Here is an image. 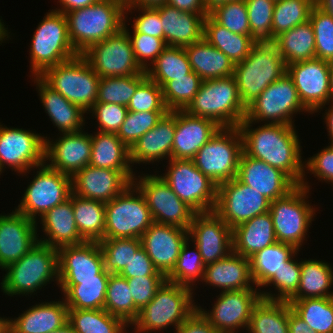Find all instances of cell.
<instances>
[{"instance_id":"d4e9b609","label":"cell","mask_w":333,"mask_h":333,"mask_svg":"<svg viewBox=\"0 0 333 333\" xmlns=\"http://www.w3.org/2000/svg\"><path fill=\"white\" fill-rule=\"evenodd\" d=\"M140 239L155 268L167 276L173 270L182 246L188 240V230L154 222Z\"/></svg>"},{"instance_id":"5bb4252c","label":"cell","mask_w":333,"mask_h":333,"mask_svg":"<svg viewBox=\"0 0 333 333\" xmlns=\"http://www.w3.org/2000/svg\"><path fill=\"white\" fill-rule=\"evenodd\" d=\"M36 176L28 184L15 210L37 222L51 208L63 203L72 194L71 176L52 169L46 163L37 166Z\"/></svg>"},{"instance_id":"f35d334b","label":"cell","mask_w":333,"mask_h":333,"mask_svg":"<svg viewBox=\"0 0 333 333\" xmlns=\"http://www.w3.org/2000/svg\"><path fill=\"white\" fill-rule=\"evenodd\" d=\"M203 37L212 46L224 53L233 64L243 61L255 45L251 35L230 32L218 24L209 14L204 19Z\"/></svg>"},{"instance_id":"deb4b68c","label":"cell","mask_w":333,"mask_h":333,"mask_svg":"<svg viewBox=\"0 0 333 333\" xmlns=\"http://www.w3.org/2000/svg\"><path fill=\"white\" fill-rule=\"evenodd\" d=\"M51 333H76L75 330L72 328V326L67 322L64 326L61 328L54 330Z\"/></svg>"},{"instance_id":"8fae6325","label":"cell","mask_w":333,"mask_h":333,"mask_svg":"<svg viewBox=\"0 0 333 333\" xmlns=\"http://www.w3.org/2000/svg\"><path fill=\"white\" fill-rule=\"evenodd\" d=\"M105 239L141 238L154 223L144 195L132 183L105 203Z\"/></svg>"},{"instance_id":"7c38bea8","label":"cell","mask_w":333,"mask_h":333,"mask_svg":"<svg viewBox=\"0 0 333 333\" xmlns=\"http://www.w3.org/2000/svg\"><path fill=\"white\" fill-rule=\"evenodd\" d=\"M300 112L312 114L302 104L292 78L285 73L246 107L243 121H252L254 125L259 122L295 125L293 117Z\"/></svg>"},{"instance_id":"836d02e7","label":"cell","mask_w":333,"mask_h":333,"mask_svg":"<svg viewBox=\"0 0 333 333\" xmlns=\"http://www.w3.org/2000/svg\"><path fill=\"white\" fill-rule=\"evenodd\" d=\"M43 236L39 242L60 248L68 245L83 243L85 240L80 236L74 218L72 194L70 198L61 204L48 210L41 218Z\"/></svg>"},{"instance_id":"ab89813d","label":"cell","mask_w":333,"mask_h":333,"mask_svg":"<svg viewBox=\"0 0 333 333\" xmlns=\"http://www.w3.org/2000/svg\"><path fill=\"white\" fill-rule=\"evenodd\" d=\"M333 267L322 260H301L298 290L290 300L333 297Z\"/></svg>"},{"instance_id":"2644e50d","label":"cell","mask_w":333,"mask_h":333,"mask_svg":"<svg viewBox=\"0 0 333 333\" xmlns=\"http://www.w3.org/2000/svg\"><path fill=\"white\" fill-rule=\"evenodd\" d=\"M166 3L183 12L209 13L207 0H167Z\"/></svg>"},{"instance_id":"9a60e30c","label":"cell","mask_w":333,"mask_h":333,"mask_svg":"<svg viewBox=\"0 0 333 333\" xmlns=\"http://www.w3.org/2000/svg\"><path fill=\"white\" fill-rule=\"evenodd\" d=\"M141 176V177H140ZM132 183L144 195L155 223L174 225L188 230L196 212L179 199L158 174H141Z\"/></svg>"},{"instance_id":"60d3db41","label":"cell","mask_w":333,"mask_h":333,"mask_svg":"<svg viewBox=\"0 0 333 333\" xmlns=\"http://www.w3.org/2000/svg\"><path fill=\"white\" fill-rule=\"evenodd\" d=\"M274 42L286 66L316 58L315 35L309 20L281 33Z\"/></svg>"},{"instance_id":"1f68e13d","label":"cell","mask_w":333,"mask_h":333,"mask_svg":"<svg viewBox=\"0 0 333 333\" xmlns=\"http://www.w3.org/2000/svg\"><path fill=\"white\" fill-rule=\"evenodd\" d=\"M32 79L36 83L43 109L48 114L52 124L58 128L59 133L82 131L86 124L84 116L86 112L53 90L39 76H33Z\"/></svg>"},{"instance_id":"e575fe53","label":"cell","mask_w":333,"mask_h":333,"mask_svg":"<svg viewBox=\"0 0 333 333\" xmlns=\"http://www.w3.org/2000/svg\"><path fill=\"white\" fill-rule=\"evenodd\" d=\"M232 237L233 251L248 259L277 242L269 211L237 225L232 229Z\"/></svg>"},{"instance_id":"52a82bcc","label":"cell","mask_w":333,"mask_h":333,"mask_svg":"<svg viewBox=\"0 0 333 333\" xmlns=\"http://www.w3.org/2000/svg\"><path fill=\"white\" fill-rule=\"evenodd\" d=\"M309 190V182L304 179L285 197L271 201L269 209L277 241L290 244L299 251L317 211L307 201Z\"/></svg>"},{"instance_id":"2a66077c","label":"cell","mask_w":333,"mask_h":333,"mask_svg":"<svg viewBox=\"0 0 333 333\" xmlns=\"http://www.w3.org/2000/svg\"><path fill=\"white\" fill-rule=\"evenodd\" d=\"M315 4L333 17V0H315Z\"/></svg>"},{"instance_id":"979ff035","label":"cell","mask_w":333,"mask_h":333,"mask_svg":"<svg viewBox=\"0 0 333 333\" xmlns=\"http://www.w3.org/2000/svg\"><path fill=\"white\" fill-rule=\"evenodd\" d=\"M10 329V318L0 317V333H6Z\"/></svg>"},{"instance_id":"ba28073f","label":"cell","mask_w":333,"mask_h":333,"mask_svg":"<svg viewBox=\"0 0 333 333\" xmlns=\"http://www.w3.org/2000/svg\"><path fill=\"white\" fill-rule=\"evenodd\" d=\"M31 41L30 76H40L46 69L79 55L70 42L65 14L56 10L46 13Z\"/></svg>"},{"instance_id":"7402d4cb","label":"cell","mask_w":333,"mask_h":333,"mask_svg":"<svg viewBox=\"0 0 333 333\" xmlns=\"http://www.w3.org/2000/svg\"><path fill=\"white\" fill-rule=\"evenodd\" d=\"M302 104L314 114L320 107L329 105V63L318 58L287 65Z\"/></svg>"},{"instance_id":"89a4df30","label":"cell","mask_w":333,"mask_h":333,"mask_svg":"<svg viewBox=\"0 0 333 333\" xmlns=\"http://www.w3.org/2000/svg\"><path fill=\"white\" fill-rule=\"evenodd\" d=\"M175 331L174 333H218L198 308Z\"/></svg>"},{"instance_id":"d590c367","label":"cell","mask_w":333,"mask_h":333,"mask_svg":"<svg viewBox=\"0 0 333 333\" xmlns=\"http://www.w3.org/2000/svg\"><path fill=\"white\" fill-rule=\"evenodd\" d=\"M110 273L103 270L98 279L59 280L69 309H104L105 294Z\"/></svg>"},{"instance_id":"d6986e66","label":"cell","mask_w":333,"mask_h":333,"mask_svg":"<svg viewBox=\"0 0 333 333\" xmlns=\"http://www.w3.org/2000/svg\"><path fill=\"white\" fill-rule=\"evenodd\" d=\"M260 299L259 289L223 291L212 304L210 312L201 306L197 308L218 333H238L240 328L247 330L252 310Z\"/></svg>"},{"instance_id":"6125c7cd","label":"cell","mask_w":333,"mask_h":333,"mask_svg":"<svg viewBox=\"0 0 333 333\" xmlns=\"http://www.w3.org/2000/svg\"><path fill=\"white\" fill-rule=\"evenodd\" d=\"M127 34L131 41L135 60L145 71L167 47L165 41L161 38L149 36L144 33Z\"/></svg>"},{"instance_id":"4dcf8cb0","label":"cell","mask_w":333,"mask_h":333,"mask_svg":"<svg viewBox=\"0 0 333 333\" xmlns=\"http://www.w3.org/2000/svg\"><path fill=\"white\" fill-rule=\"evenodd\" d=\"M202 282L221 289V292L258 289L251 277L249 259L234 251L221 260L205 265Z\"/></svg>"},{"instance_id":"603a6c76","label":"cell","mask_w":333,"mask_h":333,"mask_svg":"<svg viewBox=\"0 0 333 333\" xmlns=\"http://www.w3.org/2000/svg\"><path fill=\"white\" fill-rule=\"evenodd\" d=\"M58 137L55 141L50 137H44L45 163L52 169L72 177L89 165L92 152L91 134L83 129L76 133H60Z\"/></svg>"},{"instance_id":"f5cc1de1","label":"cell","mask_w":333,"mask_h":333,"mask_svg":"<svg viewBox=\"0 0 333 333\" xmlns=\"http://www.w3.org/2000/svg\"><path fill=\"white\" fill-rule=\"evenodd\" d=\"M104 270L119 274L142 246L140 238L103 239L99 242Z\"/></svg>"},{"instance_id":"8992f818","label":"cell","mask_w":333,"mask_h":333,"mask_svg":"<svg viewBox=\"0 0 333 333\" xmlns=\"http://www.w3.org/2000/svg\"><path fill=\"white\" fill-rule=\"evenodd\" d=\"M184 111L211 119L220 127H237L246 115L233 75L203 80L198 93Z\"/></svg>"},{"instance_id":"ac0fdd59","label":"cell","mask_w":333,"mask_h":333,"mask_svg":"<svg viewBox=\"0 0 333 333\" xmlns=\"http://www.w3.org/2000/svg\"><path fill=\"white\" fill-rule=\"evenodd\" d=\"M271 201L236 177L217 186L214 212L231 228L269 211Z\"/></svg>"},{"instance_id":"4fadbf2b","label":"cell","mask_w":333,"mask_h":333,"mask_svg":"<svg viewBox=\"0 0 333 333\" xmlns=\"http://www.w3.org/2000/svg\"><path fill=\"white\" fill-rule=\"evenodd\" d=\"M169 166L160 176L173 192L196 213L214 211L217 185L203 174L193 160L169 159Z\"/></svg>"},{"instance_id":"b62a3aed","label":"cell","mask_w":333,"mask_h":333,"mask_svg":"<svg viewBox=\"0 0 333 333\" xmlns=\"http://www.w3.org/2000/svg\"><path fill=\"white\" fill-rule=\"evenodd\" d=\"M6 333H13L12 329L10 328Z\"/></svg>"},{"instance_id":"484cf974","label":"cell","mask_w":333,"mask_h":333,"mask_svg":"<svg viewBox=\"0 0 333 333\" xmlns=\"http://www.w3.org/2000/svg\"><path fill=\"white\" fill-rule=\"evenodd\" d=\"M236 178L270 201L285 197L297 185L280 169L242 153Z\"/></svg>"},{"instance_id":"753ad0ef","label":"cell","mask_w":333,"mask_h":333,"mask_svg":"<svg viewBox=\"0 0 333 333\" xmlns=\"http://www.w3.org/2000/svg\"><path fill=\"white\" fill-rule=\"evenodd\" d=\"M98 0H58L60 8L52 9L62 13H67L75 9L92 5Z\"/></svg>"},{"instance_id":"d6a6232c","label":"cell","mask_w":333,"mask_h":333,"mask_svg":"<svg viewBox=\"0 0 333 333\" xmlns=\"http://www.w3.org/2000/svg\"><path fill=\"white\" fill-rule=\"evenodd\" d=\"M65 299L40 302L29 307L17 318L10 319L13 333H51L68 322Z\"/></svg>"},{"instance_id":"680465c9","label":"cell","mask_w":333,"mask_h":333,"mask_svg":"<svg viewBox=\"0 0 333 333\" xmlns=\"http://www.w3.org/2000/svg\"><path fill=\"white\" fill-rule=\"evenodd\" d=\"M309 21L315 35L316 58L333 60V17L316 4L312 7Z\"/></svg>"},{"instance_id":"5b68a950","label":"cell","mask_w":333,"mask_h":333,"mask_svg":"<svg viewBox=\"0 0 333 333\" xmlns=\"http://www.w3.org/2000/svg\"><path fill=\"white\" fill-rule=\"evenodd\" d=\"M194 290L166 280L132 323L134 332L149 333L170 326L177 329L198 306L194 302Z\"/></svg>"},{"instance_id":"11a10c76","label":"cell","mask_w":333,"mask_h":333,"mask_svg":"<svg viewBox=\"0 0 333 333\" xmlns=\"http://www.w3.org/2000/svg\"><path fill=\"white\" fill-rule=\"evenodd\" d=\"M202 79L191 72L186 77L175 78L162 87L165 106L169 111L184 110L198 93Z\"/></svg>"},{"instance_id":"003e7915","label":"cell","mask_w":333,"mask_h":333,"mask_svg":"<svg viewBox=\"0 0 333 333\" xmlns=\"http://www.w3.org/2000/svg\"><path fill=\"white\" fill-rule=\"evenodd\" d=\"M304 173L314 174L320 181L333 185V144L324 147L320 152L304 162Z\"/></svg>"},{"instance_id":"30bf717a","label":"cell","mask_w":333,"mask_h":333,"mask_svg":"<svg viewBox=\"0 0 333 333\" xmlns=\"http://www.w3.org/2000/svg\"><path fill=\"white\" fill-rule=\"evenodd\" d=\"M242 153L243 142L238 127H221L192 160L218 186L237 176Z\"/></svg>"},{"instance_id":"e7e4bbea","label":"cell","mask_w":333,"mask_h":333,"mask_svg":"<svg viewBox=\"0 0 333 333\" xmlns=\"http://www.w3.org/2000/svg\"><path fill=\"white\" fill-rule=\"evenodd\" d=\"M132 10L139 11V16H136L134 18V23L132 24V32H129V29L126 25V22L128 20L127 14L128 11L132 13ZM124 14L126 15H124V23L122 28L127 33H144L146 35L154 36L164 40V32L160 20V13L157 8L125 7Z\"/></svg>"},{"instance_id":"a7ac6f4b","label":"cell","mask_w":333,"mask_h":333,"mask_svg":"<svg viewBox=\"0 0 333 333\" xmlns=\"http://www.w3.org/2000/svg\"><path fill=\"white\" fill-rule=\"evenodd\" d=\"M119 275L124 278L165 276L155 268L152 260L142 246L137 250L136 254L132 256L127 266L119 273Z\"/></svg>"},{"instance_id":"2e32d148","label":"cell","mask_w":333,"mask_h":333,"mask_svg":"<svg viewBox=\"0 0 333 333\" xmlns=\"http://www.w3.org/2000/svg\"><path fill=\"white\" fill-rule=\"evenodd\" d=\"M44 135L0 123V167L23 176L45 163Z\"/></svg>"},{"instance_id":"11e5206c","label":"cell","mask_w":333,"mask_h":333,"mask_svg":"<svg viewBox=\"0 0 333 333\" xmlns=\"http://www.w3.org/2000/svg\"><path fill=\"white\" fill-rule=\"evenodd\" d=\"M167 0H126L125 7L156 8L162 6Z\"/></svg>"},{"instance_id":"94428289","label":"cell","mask_w":333,"mask_h":333,"mask_svg":"<svg viewBox=\"0 0 333 333\" xmlns=\"http://www.w3.org/2000/svg\"><path fill=\"white\" fill-rule=\"evenodd\" d=\"M131 112H168L162 88L148 77L137 87L127 106Z\"/></svg>"},{"instance_id":"91938a15","label":"cell","mask_w":333,"mask_h":333,"mask_svg":"<svg viewBox=\"0 0 333 333\" xmlns=\"http://www.w3.org/2000/svg\"><path fill=\"white\" fill-rule=\"evenodd\" d=\"M166 113L128 111L117 136L130 149L141 136L153 129Z\"/></svg>"},{"instance_id":"09005b40","label":"cell","mask_w":333,"mask_h":333,"mask_svg":"<svg viewBox=\"0 0 333 333\" xmlns=\"http://www.w3.org/2000/svg\"><path fill=\"white\" fill-rule=\"evenodd\" d=\"M329 88H330V102H333V60L329 61Z\"/></svg>"},{"instance_id":"e0dca14e","label":"cell","mask_w":333,"mask_h":333,"mask_svg":"<svg viewBox=\"0 0 333 333\" xmlns=\"http://www.w3.org/2000/svg\"><path fill=\"white\" fill-rule=\"evenodd\" d=\"M81 55L100 78L129 76L144 71L135 60L131 41L123 28L93 44Z\"/></svg>"},{"instance_id":"7bdbcfd3","label":"cell","mask_w":333,"mask_h":333,"mask_svg":"<svg viewBox=\"0 0 333 333\" xmlns=\"http://www.w3.org/2000/svg\"><path fill=\"white\" fill-rule=\"evenodd\" d=\"M72 205L80 236L93 242L105 239V203L72 193Z\"/></svg>"},{"instance_id":"7a4b0ae2","label":"cell","mask_w":333,"mask_h":333,"mask_svg":"<svg viewBox=\"0 0 333 333\" xmlns=\"http://www.w3.org/2000/svg\"><path fill=\"white\" fill-rule=\"evenodd\" d=\"M124 0H98L64 13L70 42L78 54L117 33L124 23Z\"/></svg>"},{"instance_id":"74e56055","label":"cell","mask_w":333,"mask_h":333,"mask_svg":"<svg viewBox=\"0 0 333 333\" xmlns=\"http://www.w3.org/2000/svg\"><path fill=\"white\" fill-rule=\"evenodd\" d=\"M92 152L89 165L118 171H133L130 149L116 133L97 131L91 134Z\"/></svg>"},{"instance_id":"8d00e7d4","label":"cell","mask_w":333,"mask_h":333,"mask_svg":"<svg viewBox=\"0 0 333 333\" xmlns=\"http://www.w3.org/2000/svg\"><path fill=\"white\" fill-rule=\"evenodd\" d=\"M192 71L202 80L232 76L233 62L219 49L212 46L204 37L184 47Z\"/></svg>"},{"instance_id":"7dc6e473","label":"cell","mask_w":333,"mask_h":333,"mask_svg":"<svg viewBox=\"0 0 333 333\" xmlns=\"http://www.w3.org/2000/svg\"><path fill=\"white\" fill-rule=\"evenodd\" d=\"M104 309L111 315L121 318L128 326L138 318L127 278L119 274H110L105 294Z\"/></svg>"},{"instance_id":"83f0119b","label":"cell","mask_w":333,"mask_h":333,"mask_svg":"<svg viewBox=\"0 0 333 333\" xmlns=\"http://www.w3.org/2000/svg\"><path fill=\"white\" fill-rule=\"evenodd\" d=\"M221 127L211 119L176 110V129L172 146V158L192 160Z\"/></svg>"},{"instance_id":"44dd1931","label":"cell","mask_w":333,"mask_h":333,"mask_svg":"<svg viewBox=\"0 0 333 333\" xmlns=\"http://www.w3.org/2000/svg\"><path fill=\"white\" fill-rule=\"evenodd\" d=\"M136 172L87 165L72 178V193L102 203L111 201L132 184Z\"/></svg>"},{"instance_id":"681fc988","label":"cell","mask_w":333,"mask_h":333,"mask_svg":"<svg viewBox=\"0 0 333 333\" xmlns=\"http://www.w3.org/2000/svg\"><path fill=\"white\" fill-rule=\"evenodd\" d=\"M146 78L145 70L141 74L100 78L96 103L120 104L127 107L137 87Z\"/></svg>"},{"instance_id":"db71d44e","label":"cell","mask_w":333,"mask_h":333,"mask_svg":"<svg viewBox=\"0 0 333 333\" xmlns=\"http://www.w3.org/2000/svg\"><path fill=\"white\" fill-rule=\"evenodd\" d=\"M296 252L288 261L285 262L278 273H276L263 287L273 286L275 293L272 291H261V298L272 301L288 302L297 292L301 277V261L294 259ZM271 284V285H270ZM272 292V293H271Z\"/></svg>"},{"instance_id":"b9f144b4","label":"cell","mask_w":333,"mask_h":333,"mask_svg":"<svg viewBox=\"0 0 333 333\" xmlns=\"http://www.w3.org/2000/svg\"><path fill=\"white\" fill-rule=\"evenodd\" d=\"M299 250L290 244L275 242L249 258L254 285L260 290Z\"/></svg>"},{"instance_id":"03108f58","label":"cell","mask_w":333,"mask_h":333,"mask_svg":"<svg viewBox=\"0 0 333 333\" xmlns=\"http://www.w3.org/2000/svg\"><path fill=\"white\" fill-rule=\"evenodd\" d=\"M166 281V276H140L127 278L135 307L141 311L155 296Z\"/></svg>"},{"instance_id":"277c9868","label":"cell","mask_w":333,"mask_h":333,"mask_svg":"<svg viewBox=\"0 0 333 333\" xmlns=\"http://www.w3.org/2000/svg\"><path fill=\"white\" fill-rule=\"evenodd\" d=\"M287 73V66L273 42H255L249 55L235 64L233 76L238 94L247 107L270 84Z\"/></svg>"},{"instance_id":"9f6ffc18","label":"cell","mask_w":333,"mask_h":333,"mask_svg":"<svg viewBox=\"0 0 333 333\" xmlns=\"http://www.w3.org/2000/svg\"><path fill=\"white\" fill-rule=\"evenodd\" d=\"M208 6L209 15L218 24L224 26L230 32L250 35V24L245 0L229 1Z\"/></svg>"},{"instance_id":"f907efd6","label":"cell","mask_w":333,"mask_h":333,"mask_svg":"<svg viewBox=\"0 0 333 333\" xmlns=\"http://www.w3.org/2000/svg\"><path fill=\"white\" fill-rule=\"evenodd\" d=\"M314 5L315 0H277L272 18L273 38L307 22Z\"/></svg>"},{"instance_id":"4316f807","label":"cell","mask_w":333,"mask_h":333,"mask_svg":"<svg viewBox=\"0 0 333 333\" xmlns=\"http://www.w3.org/2000/svg\"><path fill=\"white\" fill-rule=\"evenodd\" d=\"M57 251L59 280L98 279L104 270L98 242L84 241L60 247Z\"/></svg>"},{"instance_id":"f546056e","label":"cell","mask_w":333,"mask_h":333,"mask_svg":"<svg viewBox=\"0 0 333 333\" xmlns=\"http://www.w3.org/2000/svg\"><path fill=\"white\" fill-rule=\"evenodd\" d=\"M156 8L167 46L184 48L203 38L204 19L209 13L183 12L167 3Z\"/></svg>"},{"instance_id":"603ad722","label":"cell","mask_w":333,"mask_h":333,"mask_svg":"<svg viewBox=\"0 0 333 333\" xmlns=\"http://www.w3.org/2000/svg\"><path fill=\"white\" fill-rule=\"evenodd\" d=\"M2 172H3V170H2V168L0 167V175L2 174Z\"/></svg>"},{"instance_id":"67dfc351","label":"cell","mask_w":333,"mask_h":333,"mask_svg":"<svg viewBox=\"0 0 333 333\" xmlns=\"http://www.w3.org/2000/svg\"><path fill=\"white\" fill-rule=\"evenodd\" d=\"M229 1H236V0H207L208 5H218L220 3L229 2Z\"/></svg>"},{"instance_id":"bcb514c9","label":"cell","mask_w":333,"mask_h":333,"mask_svg":"<svg viewBox=\"0 0 333 333\" xmlns=\"http://www.w3.org/2000/svg\"><path fill=\"white\" fill-rule=\"evenodd\" d=\"M193 72L183 47L167 46L146 70L147 77L161 88L171 80Z\"/></svg>"},{"instance_id":"b9fcfbb0","label":"cell","mask_w":333,"mask_h":333,"mask_svg":"<svg viewBox=\"0 0 333 333\" xmlns=\"http://www.w3.org/2000/svg\"><path fill=\"white\" fill-rule=\"evenodd\" d=\"M1 20L2 19H0V44L2 45V43H4V40L6 41L9 39L10 32L8 28L5 27L4 22H2Z\"/></svg>"},{"instance_id":"3957f363","label":"cell","mask_w":333,"mask_h":333,"mask_svg":"<svg viewBox=\"0 0 333 333\" xmlns=\"http://www.w3.org/2000/svg\"><path fill=\"white\" fill-rule=\"evenodd\" d=\"M4 270L6 274L0 285L5 295H35L52 281L59 285L57 248L38 241L20 260Z\"/></svg>"},{"instance_id":"c3c4849f","label":"cell","mask_w":333,"mask_h":333,"mask_svg":"<svg viewBox=\"0 0 333 333\" xmlns=\"http://www.w3.org/2000/svg\"><path fill=\"white\" fill-rule=\"evenodd\" d=\"M292 310L317 333H333V297L289 300Z\"/></svg>"},{"instance_id":"be15d7a7","label":"cell","mask_w":333,"mask_h":333,"mask_svg":"<svg viewBox=\"0 0 333 333\" xmlns=\"http://www.w3.org/2000/svg\"><path fill=\"white\" fill-rule=\"evenodd\" d=\"M97 121L99 132L116 133L125 120L128 109L120 104L95 103L88 113Z\"/></svg>"},{"instance_id":"6da1fadb","label":"cell","mask_w":333,"mask_h":333,"mask_svg":"<svg viewBox=\"0 0 333 333\" xmlns=\"http://www.w3.org/2000/svg\"><path fill=\"white\" fill-rule=\"evenodd\" d=\"M237 127L244 154L280 169L296 185L307 179L295 125L262 123V126L252 128V121H242Z\"/></svg>"},{"instance_id":"cb8c5ba5","label":"cell","mask_w":333,"mask_h":333,"mask_svg":"<svg viewBox=\"0 0 333 333\" xmlns=\"http://www.w3.org/2000/svg\"><path fill=\"white\" fill-rule=\"evenodd\" d=\"M38 222L12 210L0 215V269L20 260L39 241Z\"/></svg>"},{"instance_id":"f6af8a7d","label":"cell","mask_w":333,"mask_h":333,"mask_svg":"<svg viewBox=\"0 0 333 333\" xmlns=\"http://www.w3.org/2000/svg\"><path fill=\"white\" fill-rule=\"evenodd\" d=\"M248 333H289L288 302L260 299L254 306Z\"/></svg>"},{"instance_id":"ee69618b","label":"cell","mask_w":333,"mask_h":333,"mask_svg":"<svg viewBox=\"0 0 333 333\" xmlns=\"http://www.w3.org/2000/svg\"><path fill=\"white\" fill-rule=\"evenodd\" d=\"M68 323L76 333H128L130 327L105 309H69Z\"/></svg>"},{"instance_id":"ffe728a7","label":"cell","mask_w":333,"mask_h":333,"mask_svg":"<svg viewBox=\"0 0 333 333\" xmlns=\"http://www.w3.org/2000/svg\"><path fill=\"white\" fill-rule=\"evenodd\" d=\"M188 239L198 248L205 265L233 251L232 229L214 211L194 215Z\"/></svg>"},{"instance_id":"8c879c8a","label":"cell","mask_w":333,"mask_h":333,"mask_svg":"<svg viewBox=\"0 0 333 333\" xmlns=\"http://www.w3.org/2000/svg\"><path fill=\"white\" fill-rule=\"evenodd\" d=\"M288 327L289 333H317L308 326V324L298 316L288 303Z\"/></svg>"},{"instance_id":"34e18365","label":"cell","mask_w":333,"mask_h":333,"mask_svg":"<svg viewBox=\"0 0 333 333\" xmlns=\"http://www.w3.org/2000/svg\"><path fill=\"white\" fill-rule=\"evenodd\" d=\"M330 105L328 107H326L325 105L320 107L315 113L319 112L321 113V111H323L322 109L325 107V113L323 115V119L325 120V124H326V128H327V132H328V136H329V140H330V144H333V102H329ZM328 108V109H327ZM321 109V110H320Z\"/></svg>"},{"instance_id":"9c48e42d","label":"cell","mask_w":333,"mask_h":333,"mask_svg":"<svg viewBox=\"0 0 333 333\" xmlns=\"http://www.w3.org/2000/svg\"><path fill=\"white\" fill-rule=\"evenodd\" d=\"M39 77L87 114L96 103L100 76L80 54L46 69Z\"/></svg>"},{"instance_id":"816d5d0a","label":"cell","mask_w":333,"mask_h":333,"mask_svg":"<svg viewBox=\"0 0 333 333\" xmlns=\"http://www.w3.org/2000/svg\"><path fill=\"white\" fill-rule=\"evenodd\" d=\"M189 243L188 239L182 246L176 264L166 276V280L194 289L195 282L197 280L202 282L203 280L205 264L202 261L198 248L194 245V250H190Z\"/></svg>"},{"instance_id":"f1b7e54d","label":"cell","mask_w":333,"mask_h":333,"mask_svg":"<svg viewBox=\"0 0 333 333\" xmlns=\"http://www.w3.org/2000/svg\"><path fill=\"white\" fill-rule=\"evenodd\" d=\"M175 129L176 110L168 111L153 129L141 136L130 148L132 166L137 163L149 165L156 161L159 163L160 160L171 159Z\"/></svg>"},{"instance_id":"6f0895ef","label":"cell","mask_w":333,"mask_h":333,"mask_svg":"<svg viewBox=\"0 0 333 333\" xmlns=\"http://www.w3.org/2000/svg\"><path fill=\"white\" fill-rule=\"evenodd\" d=\"M274 0H245L250 35L255 42H273L272 18Z\"/></svg>"}]
</instances>
